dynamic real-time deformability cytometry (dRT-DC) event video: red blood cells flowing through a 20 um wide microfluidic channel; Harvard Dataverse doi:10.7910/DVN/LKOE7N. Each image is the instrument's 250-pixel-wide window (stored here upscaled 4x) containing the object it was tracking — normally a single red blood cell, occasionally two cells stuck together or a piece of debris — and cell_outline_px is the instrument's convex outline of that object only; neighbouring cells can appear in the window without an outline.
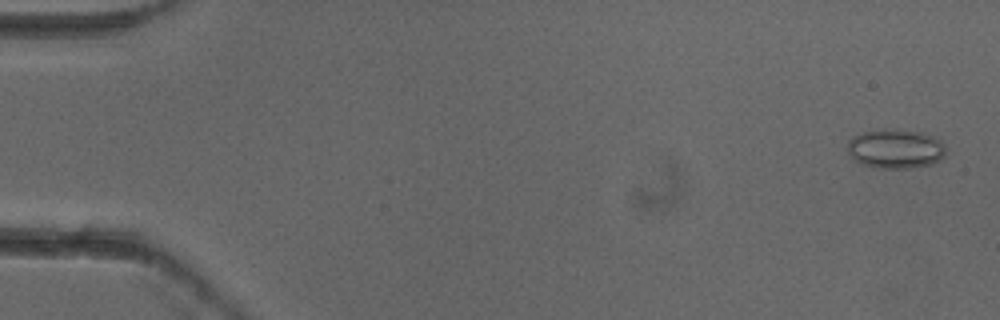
{"species": "common noctule bat (a hibernating species)", "species_latin": "Nyctalus noctula", "temperature_condition": "cold", "stored_images_in_passage": 4, "camera_frame_rate_fps": 3000, "um_per_image_px": 0.085, "animal": {"sex": "female"}, "frame": {"image": 1, "passage_image": 1, "time_ms": 0.0, "image_size_px": [1000, 320], "cell_outline_px": [[944, 156], [940, 160], [932, 164], [908, 168], [880, 168], [864, 164], [856, 160], [848, 152], [848, 140], [852, 136], [864, 132], [892, 128], [896, 128], [920, 132], [932, 136], [940, 140], [944, 144]], "centroid_in_image_um": [76.13, 12.63], "position_along_channel_um": 8.9, "area_um2": 22.43}}